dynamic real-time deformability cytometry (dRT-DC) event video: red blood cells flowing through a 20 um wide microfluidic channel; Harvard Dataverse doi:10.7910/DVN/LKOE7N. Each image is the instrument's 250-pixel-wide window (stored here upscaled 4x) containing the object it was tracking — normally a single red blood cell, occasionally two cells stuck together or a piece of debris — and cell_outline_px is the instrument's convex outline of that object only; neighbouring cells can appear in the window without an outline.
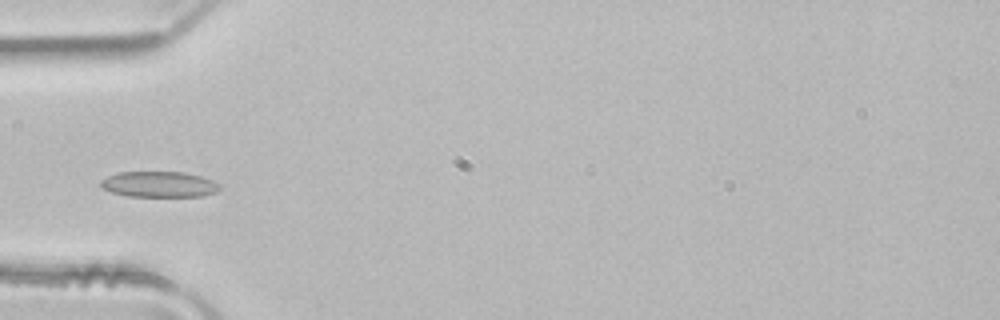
{"species": "common noctule bat (a hibernating species)", "species_latin": "Nyctalus noctula", "temperature_condition": "room temperature", "stored_images_in_passage": 2, "camera_frame_rate_fps": 3000, "um_per_image_px": 0.085, "animal": {"sex": "male", "body_mass_g": 21.5, "forearm_length_mm": 52.0}, "frame": {"image": 1, "passage_image": 2, "time_ms": 0.333, "image_size_px": [1000, 320], "cell_outline_px": [[220, 188], [216, 192], [204, 196], [128, 196], [112, 192], [100, 188], [100, 180], [108, 176], [120, 172], [184, 172], [200, 176], [212, 180], [220, 184]], "centroid_in_image_um": [13.52, 15.67], "position_along_channel_um": 71.5, "area_um2": 17.86}}